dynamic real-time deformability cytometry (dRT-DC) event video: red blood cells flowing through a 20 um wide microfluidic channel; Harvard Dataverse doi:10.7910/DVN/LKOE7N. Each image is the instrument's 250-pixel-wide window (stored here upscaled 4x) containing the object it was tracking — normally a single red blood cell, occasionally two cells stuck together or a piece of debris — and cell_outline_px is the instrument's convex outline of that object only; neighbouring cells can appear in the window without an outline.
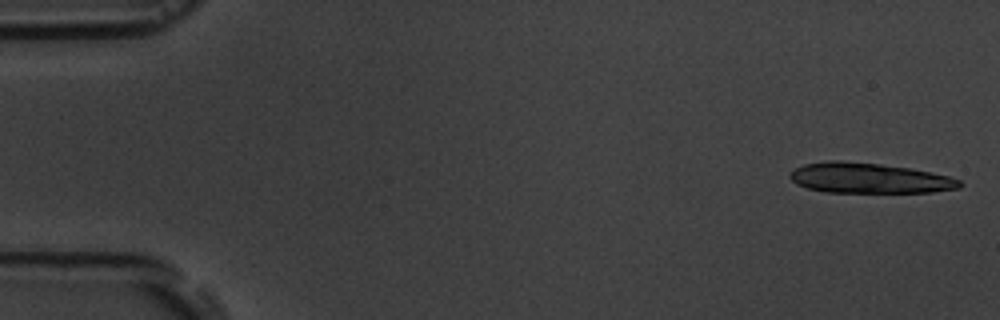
{"species": "common noctule bat (a hibernating species)", "species_latin": "Nyctalus noctula", "temperature_condition": "room temperature", "stored_images_in_passage": 6, "camera_frame_rate_fps": 3000, "um_per_image_px": 0.085, "animal": {"sex": "male", "body_mass_g": 19.5, "forearm_length_mm": 54.6}, "frame": {"image": 1, "passage_image": 1, "time_ms": 0.0, "image_size_px": [1000, 320], "cell_outline_px": [[964, 184], [960, 188], [932, 192], [824, 192], [808, 188], [796, 184], [788, 176], [796, 168], [804, 164], [828, 160], [840, 160], [880, 164], [908, 168], [948, 176], [960, 180]], "centroid_in_image_um": [73.86, 15.14], "position_along_channel_um": 11.1, "area_um2": 29.82}}